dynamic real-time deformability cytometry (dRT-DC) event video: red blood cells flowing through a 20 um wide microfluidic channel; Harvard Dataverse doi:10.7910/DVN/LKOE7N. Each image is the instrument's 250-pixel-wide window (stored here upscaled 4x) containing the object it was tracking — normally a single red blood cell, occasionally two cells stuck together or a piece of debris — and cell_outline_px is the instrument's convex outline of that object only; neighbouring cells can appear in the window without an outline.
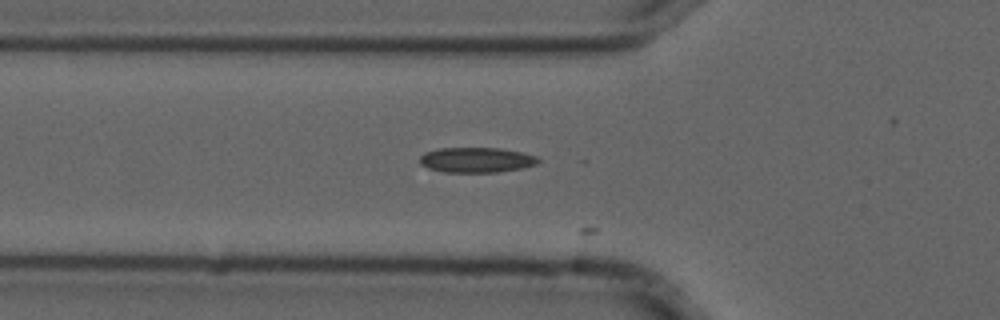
{"species": "common noctule bat (a hibernating species)", "species_latin": "Nyctalus noctula", "temperature_condition": "cold", "stored_images_in_passage": 8, "camera_frame_rate_fps": 3000, "um_per_image_px": 0.085, "animal": {"sex": "male", "forearm_length_mm": 52.5}, "frame": {"image": 1, "passage_image": 7, "time_ms": 2.0, "image_size_px": [1000, 320], "cell_outline_px": [[540, 160], [536, 164], [524, 168], [496, 172], [444, 172], [428, 168], [420, 164], [420, 156], [424, 152], [440, 148], [500, 148], [520, 152], [536, 156]], "centroid_in_image_um": [40.48, 13.59], "position_along_channel_um": 85.3, "area_um2": 17.34}}